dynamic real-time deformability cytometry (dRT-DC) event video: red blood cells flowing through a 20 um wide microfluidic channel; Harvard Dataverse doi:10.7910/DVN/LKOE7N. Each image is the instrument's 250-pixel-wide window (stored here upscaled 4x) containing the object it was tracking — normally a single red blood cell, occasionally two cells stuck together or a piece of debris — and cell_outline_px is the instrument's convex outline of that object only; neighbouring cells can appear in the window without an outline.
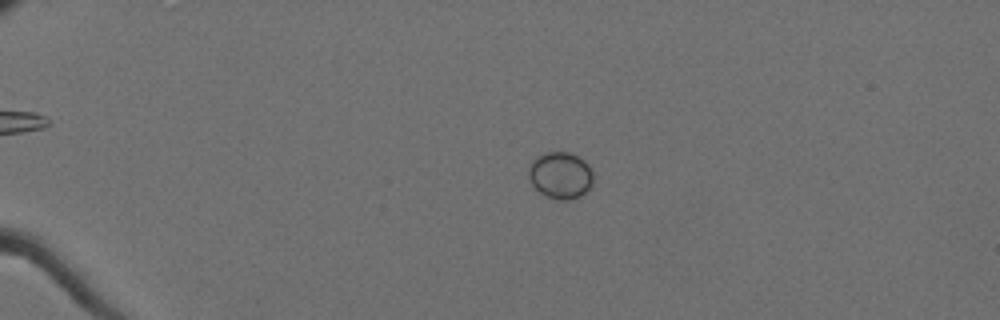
{"species": "Egyptian fruit bat (a non-hibernating species)", "species_latin": "Rousettus aegyptiacus", "temperature_condition": "cold", "stored_images_in_passage": 61, "camera_frame_rate_fps": 3000, "um_per_image_px": 0.085, "animal": {"sex": "female"}, "frame": {"image": 1, "passage_image": 16, "time_ms": 5.0, "image_size_px": [1000, 320], "cell_outline_px": [[592, 184], [580, 196], [572, 200], [556, 200], [540, 192], [532, 184], [528, 176], [528, 168], [536, 156], [548, 152], [568, 152], [584, 160], [588, 164], [592, 172]], "centroid_in_image_um": [47.63, 14.9], "position_along_channel_um": 37.4, "area_um2": 17.51}}
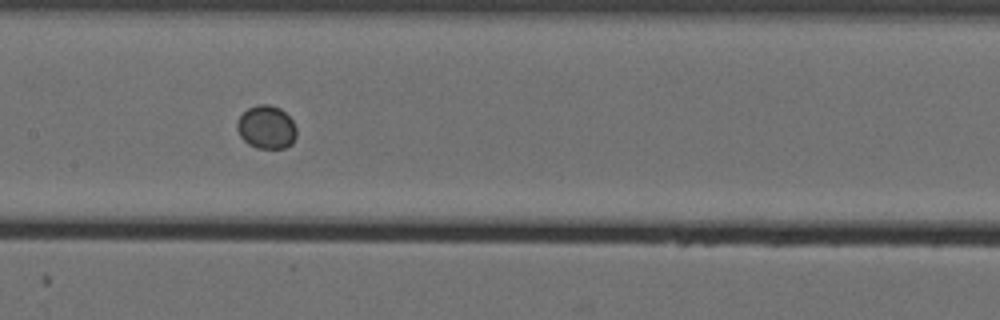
{"frame": {"image": 2, "passage_image": 34, "time_ms": 11.0, "image_size_px": [1000, 320], "cell_outline_px": [[296, 136], [292, 144], [284, 148], [256, 148], [248, 144], [240, 136], [236, 128], [236, 124], [240, 116], [248, 108], [256, 104], [268, 104], [280, 108], [292, 120], [296, 128]], "centroid_in_image_um": [22.64, 10.81], "position_along_channel_um": 184.8, "area_um2": 15.03}}
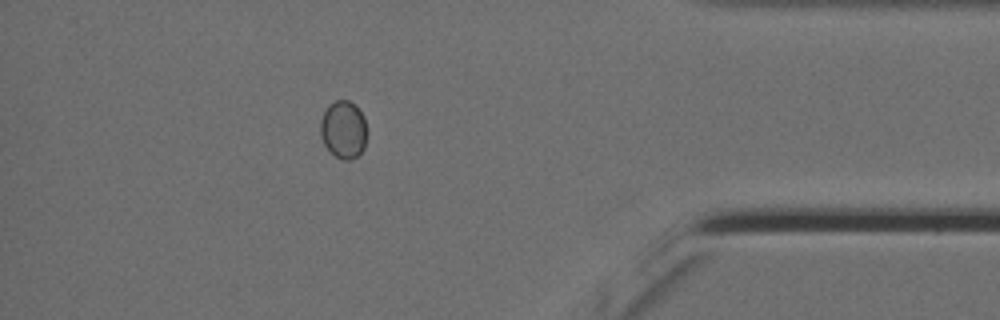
{"frame": {"image": 3, "passage_image": 55, "time_ms": 18.0, "image_size_px": [1000, 320], "cell_outline_px": [[364, 148], [356, 156], [348, 160], [344, 160], [336, 156], [324, 144], [320, 136], [320, 120], [328, 104], [336, 100], [348, 100], [356, 104], [364, 116]], "centroid_in_image_um": [29.16, 10.97], "position_along_channel_um": 406.0, "area_um2": 15.43}}